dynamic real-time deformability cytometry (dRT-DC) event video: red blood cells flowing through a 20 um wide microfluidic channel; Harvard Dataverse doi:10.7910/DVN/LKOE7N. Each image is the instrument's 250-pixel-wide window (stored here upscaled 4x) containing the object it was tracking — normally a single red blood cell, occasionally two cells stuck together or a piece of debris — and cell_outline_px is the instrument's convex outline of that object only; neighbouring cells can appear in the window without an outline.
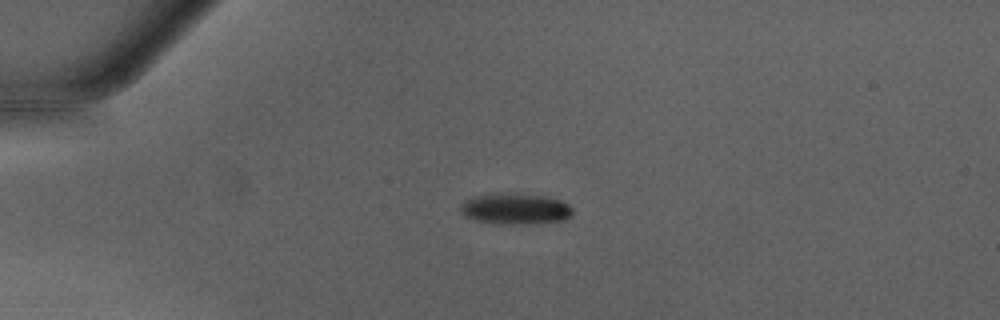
{"species": "Egyptian fruit bat (a non-hibernating species)", "species_latin": "Rousettus aegyptiacus", "temperature_condition": "warm", "stored_images_in_passage": 32, "camera_frame_rate_fps": 3000, "um_per_image_px": 0.085, "animal": {"sex": "male"}, "frame": {"image": 1, "passage_image": 7, "time_ms": 2.0, "image_size_px": [1000, 320], "cell_outline_px": [[572, 212], [564, 220], [520, 224], [476, 220], [464, 216], [460, 212], [460, 204], [464, 200], [472, 196], [504, 192], [544, 196], [560, 200], [568, 204], [572, 208]], "centroid_in_image_um": [43.75, 17.71], "position_along_channel_um": 41.2, "area_um2": 20.0}}
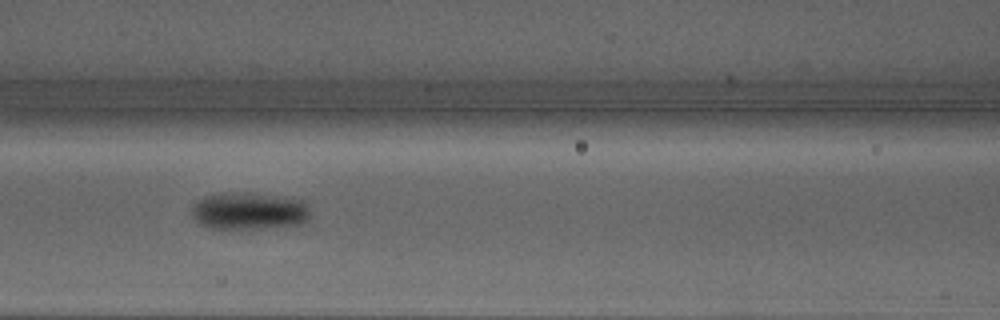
{"frame": {"image": 2, "passage_image": 17, "time_ms": 5.333, "image_size_px": [1000, 320], "cell_outline_px": [[308, 220], [296, 224], [260, 228], [208, 228], [200, 224], [192, 216], [192, 208], [204, 196], [220, 192], [244, 192], [308, 200]], "centroid_in_image_um": [21.16, 17.91], "position_along_channel_um": 145.4, "area_um2": 25.61}}
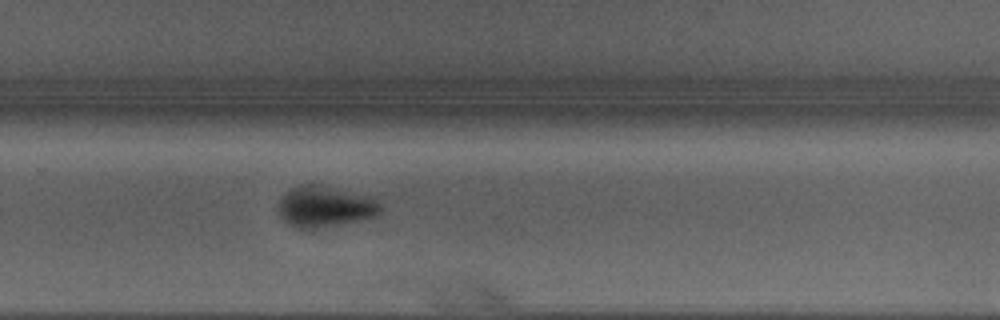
{"frame": {"image": 3, "passage_image": 28, "time_ms": 9.0, "image_size_px": [1000, 320], "cell_outline_px": [[380, 212], [376, 216], [340, 224], [316, 228], [296, 228], [288, 224], [280, 216], [276, 208], [284, 192], [300, 184], [316, 184], [376, 196], [380, 204]], "centroid_in_image_um": [27.62, 17.54], "position_along_channel_um": 302.2, "area_um2": 24.74}}